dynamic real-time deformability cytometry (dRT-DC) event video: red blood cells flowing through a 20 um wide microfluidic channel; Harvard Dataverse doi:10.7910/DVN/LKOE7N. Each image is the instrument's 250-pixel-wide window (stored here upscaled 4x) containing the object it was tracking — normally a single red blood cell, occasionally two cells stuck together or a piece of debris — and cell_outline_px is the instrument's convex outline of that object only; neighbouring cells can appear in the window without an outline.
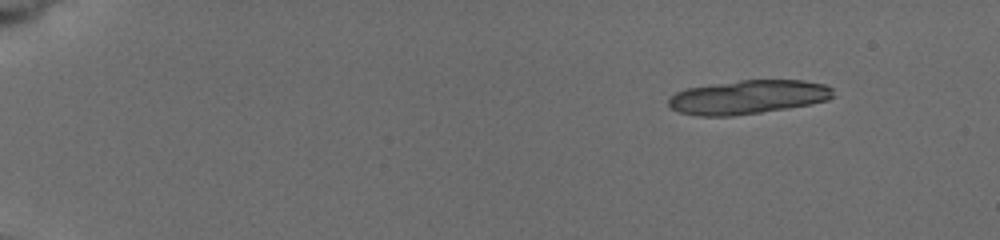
{"species": "common noctule bat (a hibernating species)", "species_latin": "Nyctalus noctula", "temperature_condition": "cold", "stored_images_in_passage": 19, "camera_frame_rate_fps": 3000, "um_per_image_px": 0.085, "animal": {"sex": "female", "body_mass_g": 19.5, "forearm_length_mm": 54.1}, "frame": {"image": 1, "passage_image": 1, "time_ms": 0.0, "image_size_px": [1000, 240], "cell_outline_px": [[832, 96], [828, 100], [808, 104], [760, 112], [728, 116], [700, 116], [680, 112], [672, 108], [668, 104], [668, 100], [676, 92], [688, 88], [712, 84], [740, 80], [804, 80], [824, 84], [832, 88]], "centroid_in_image_um": [63.57, 8.24], "position_along_channel_um": 21.4, "area_um2": 32.08}}
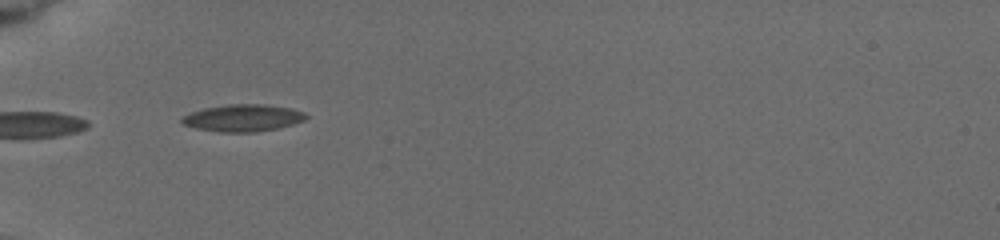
{"frame": {"image": 2, "passage_image": 17, "time_ms": 4.667, "image_size_px": [1000, 240], "cell_outline_px": [[308, 116], [304, 120], [292, 124], [276, 128], [256, 132], [220, 132], [196, 128], [184, 124], [180, 120], [184, 116], [192, 112], [204, 108], [228, 104], [264, 104], [292, 108], [304, 112]], "centroid_in_image_um": [20.67, 10.02], "position_along_channel_um": 64.3, "area_um2": 19.42}}